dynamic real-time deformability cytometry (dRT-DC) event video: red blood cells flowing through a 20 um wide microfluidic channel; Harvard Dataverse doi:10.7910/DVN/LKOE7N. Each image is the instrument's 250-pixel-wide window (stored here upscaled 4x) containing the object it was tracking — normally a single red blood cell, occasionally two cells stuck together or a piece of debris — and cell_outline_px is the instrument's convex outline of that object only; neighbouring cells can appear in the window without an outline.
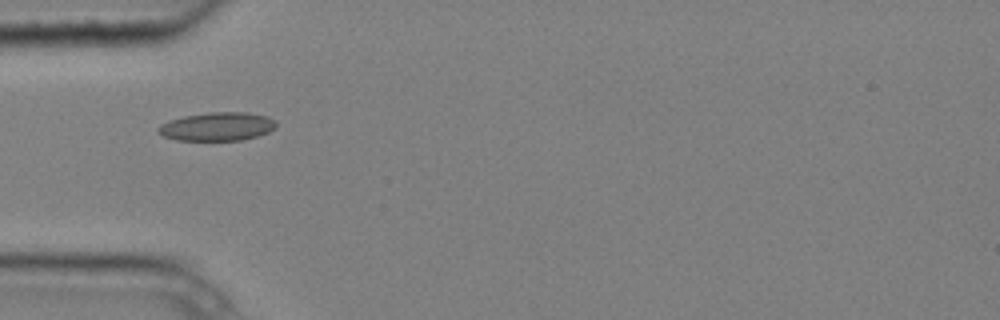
{"species": "common noctule bat (a hibernating species)", "species_latin": "Nyctalus noctula", "temperature_condition": "cold", "stored_images_in_passage": 6, "camera_frame_rate_fps": 3000, "um_per_image_px": 0.085, "animal": {"sex": "male", "body_mass_g": 20.4}, "frame": {"image": 1, "passage_image": 2, "time_ms": 0.333, "image_size_px": [1000, 320], "cell_outline_px": [[276, 128], [268, 132], [256, 136], [240, 140], [176, 140], [164, 136], [156, 132], [156, 128], [160, 124], [168, 120], [184, 116], [208, 112], [244, 112], [268, 116], [276, 120]], "centroid_in_image_um": [18.44, 10.75], "position_along_channel_um": 66.6, "area_um2": 19.71}}
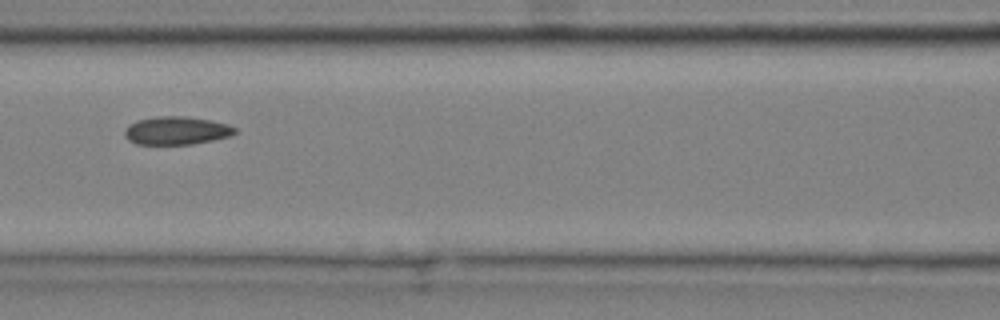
{"frame": {"image": 2, "passage_image": 4, "time_ms": 1.0, "image_size_px": [1000, 320], "cell_outline_px": [[236, 132], [232, 136], [192, 144], [136, 144], [128, 140], [124, 136], [124, 132], [136, 120], [156, 116], [184, 116], [208, 120], [228, 124], [236, 128]], "centroid_in_image_um": [15.01, 11.1], "position_along_channel_um": 151.6, "area_um2": 17.98}}
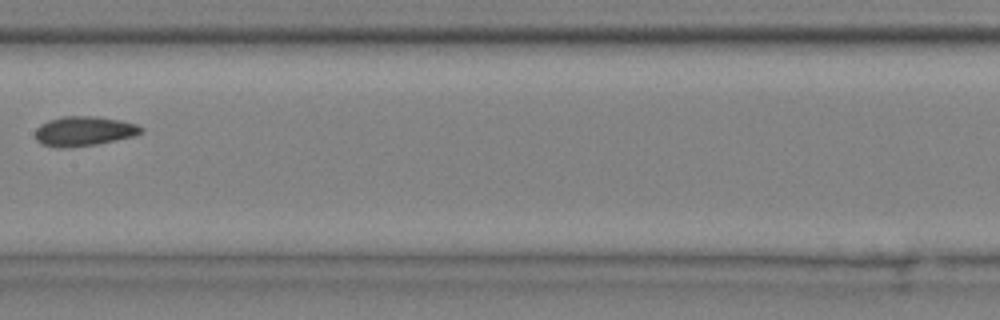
{"frame": {"image": 3, "passage_image": 5, "time_ms": 1.333, "image_size_px": [1000, 320], "cell_outline_px": [[144, 132], [136, 136], [96, 144], [68, 148], [56, 148], [40, 144], [36, 140], [36, 128], [40, 124], [48, 120], [64, 116], [96, 116], [120, 120], [136, 124], [144, 128]], "centroid_in_image_um": [7.14, 11.15], "position_along_channel_um": 200.3, "area_um2": 18.55}}